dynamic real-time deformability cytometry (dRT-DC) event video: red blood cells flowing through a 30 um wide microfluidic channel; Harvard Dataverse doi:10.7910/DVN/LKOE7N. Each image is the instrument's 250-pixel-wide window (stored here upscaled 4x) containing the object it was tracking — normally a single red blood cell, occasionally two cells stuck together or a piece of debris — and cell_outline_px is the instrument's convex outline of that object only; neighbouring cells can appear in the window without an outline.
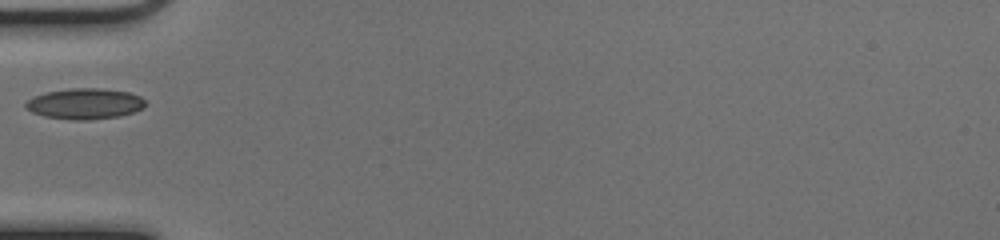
{"species": "common noctule bat (a hibernating species)", "species_latin": "Nyctalus noctula", "temperature_condition": "cold", "stored_images_in_passage": 14, "camera_frame_rate_fps": 3000, "um_per_image_px": 0.085, "animal": {"sex": "female", "body_mass_g": 17.0, "forearm_length_mm": 48.0}, "frame": {"image": 1, "passage_image": 1, "time_ms": 0.0, "image_size_px": [1000, 240], "cell_outline_px": [[144, 108], [120, 116], [88, 120], [72, 120], [44, 116], [32, 112], [24, 108], [24, 104], [32, 96], [48, 92], [72, 88], [100, 88], [128, 92], [140, 96], [144, 100]], "centroid_in_image_um": [7.18, 8.82], "position_along_channel_um": 77.8, "area_um2": 21.44}}